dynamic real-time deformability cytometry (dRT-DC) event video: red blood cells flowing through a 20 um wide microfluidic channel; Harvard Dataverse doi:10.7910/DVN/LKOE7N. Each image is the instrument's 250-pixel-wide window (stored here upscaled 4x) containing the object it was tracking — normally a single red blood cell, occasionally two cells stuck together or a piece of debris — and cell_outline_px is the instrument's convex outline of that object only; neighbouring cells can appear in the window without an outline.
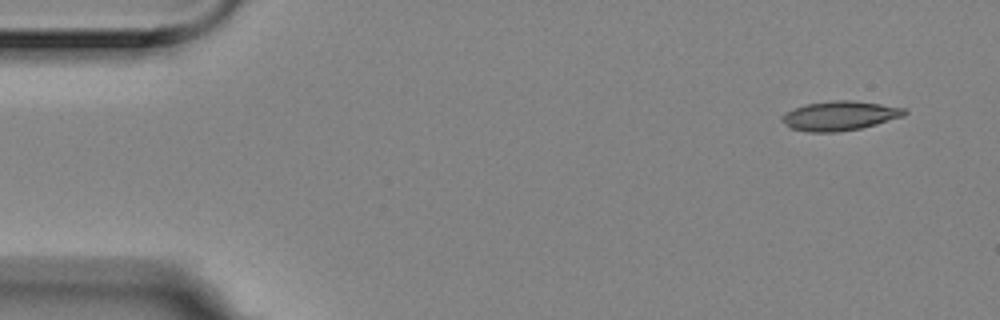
{"species": "Egyptian fruit bat (a non-hibernating species)", "species_latin": "Rousettus aegyptiacus", "temperature_condition": "room temperature", "stored_images_in_passage": 4, "camera_frame_rate_fps": 3000, "um_per_image_px": 0.085, "animal": {"sex": "female"}, "frame": {"image": 1, "passage_image": 1, "time_ms": 0.0, "image_size_px": [1000, 320], "cell_outline_px": [[908, 112], [904, 116], [876, 124], [860, 128], [836, 132], [808, 132], [792, 128], [780, 120], [780, 116], [784, 112], [804, 104], [836, 100], [848, 100], [880, 104], [904, 108]], "centroid_in_image_um": [71.34, 9.84], "position_along_channel_um": 13.7, "area_um2": 20.87}}
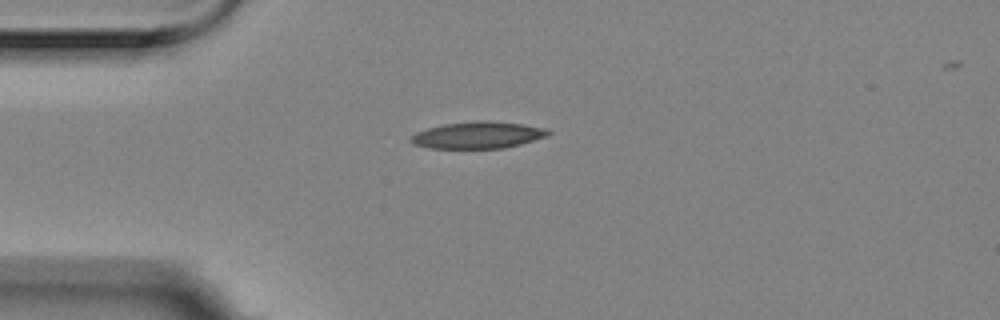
{"frame": {"image": 2, "passage_image": 4, "time_ms": 1.0, "image_size_px": [1000, 320], "cell_outline_px": [[552, 132], [548, 136], [520, 144], [504, 148], [428, 148], [412, 144], [408, 140], [416, 132], [428, 128], [444, 124], [476, 120], [488, 120], [524, 124], [548, 128]], "centroid_in_image_um": [40.64, 11.47], "position_along_channel_um": 44.4, "area_um2": 21.68}}